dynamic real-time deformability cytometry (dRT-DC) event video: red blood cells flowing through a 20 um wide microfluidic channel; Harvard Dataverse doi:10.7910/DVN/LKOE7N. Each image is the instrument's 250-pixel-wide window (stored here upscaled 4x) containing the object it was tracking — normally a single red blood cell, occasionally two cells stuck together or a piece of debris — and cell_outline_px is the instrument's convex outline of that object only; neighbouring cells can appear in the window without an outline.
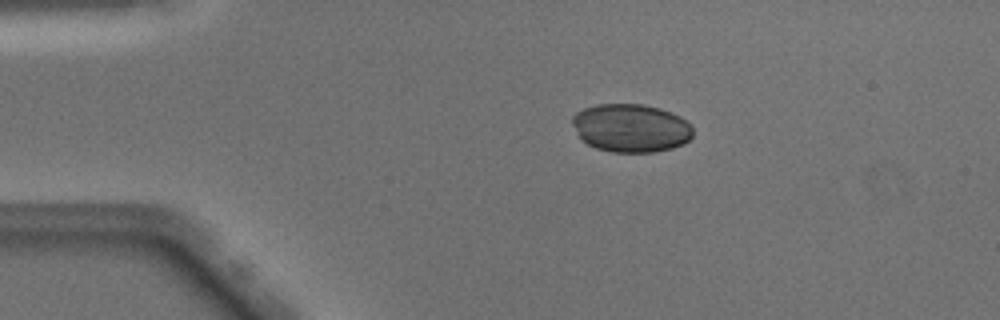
{"species": "Egyptian fruit bat (a non-hibernating species)", "species_latin": "Rousettus aegyptiacus", "temperature_condition": "warm", "stored_images_in_passage": 48, "camera_frame_rate_fps": 3000, "um_per_image_px": 0.085, "animal": {"sex": "male"}, "frame": {"image": 1, "passage_image": 9, "time_ms": 2.667, "image_size_px": [1000, 320], "cell_outline_px": [[692, 136], [684, 144], [672, 148], [652, 152], [612, 152], [596, 148], [588, 144], [580, 136], [572, 124], [572, 116], [576, 112], [584, 108], [596, 104], [644, 104], [660, 108], [672, 112], [680, 116], [692, 124]], "centroid_in_image_um": [53.65, 10.87], "position_along_channel_um": 31.4, "area_um2": 34.04}}
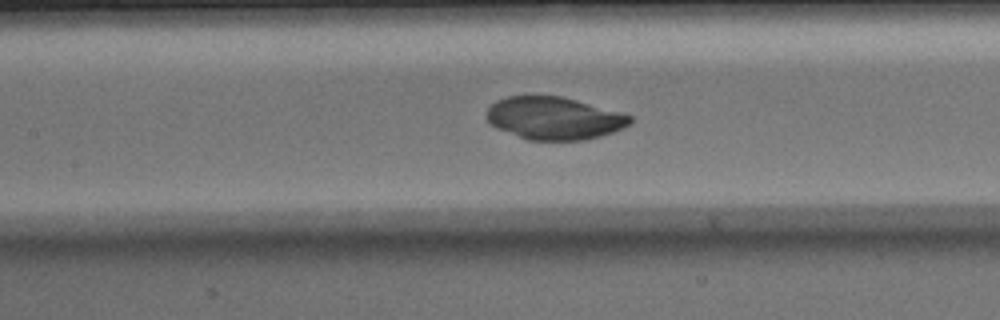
{"frame": {"image": 2, "passage_image": 22, "time_ms": 7.0, "image_size_px": [1000, 320], "cell_outline_px": [[632, 120], [624, 128], [600, 136], [584, 140], [528, 140], [496, 128], [484, 116], [484, 112], [496, 100], [508, 96], [564, 96], [620, 112], [632, 116]], "centroid_in_image_um": [47.07, 10.04], "position_along_channel_um": 160.3, "area_um2": 35.72}}
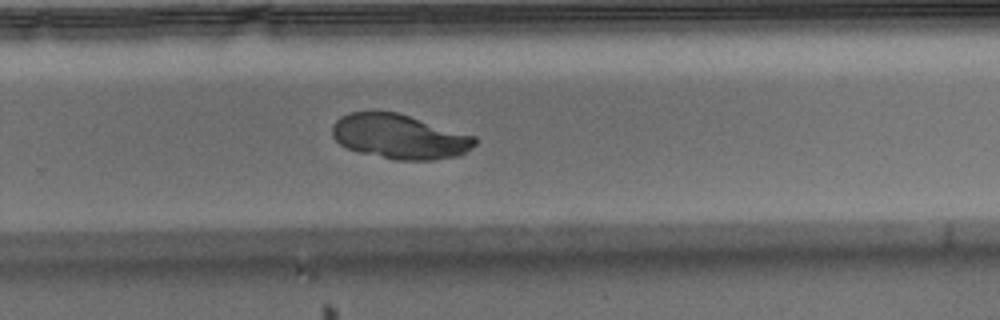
{"frame": {"image": 3, "passage_image": 32, "time_ms": 10.333, "image_size_px": [1000, 320], "cell_outline_px": [[476, 144], [460, 156], [432, 160], [396, 160], [360, 152], [348, 148], [340, 144], [332, 136], [332, 124], [340, 116], [348, 112], [396, 112], [476, 136]], "centroid_in_image_um": [33.96, 11.61], "position_along_channel_um": 295.8, "area_um2": 36.99}}